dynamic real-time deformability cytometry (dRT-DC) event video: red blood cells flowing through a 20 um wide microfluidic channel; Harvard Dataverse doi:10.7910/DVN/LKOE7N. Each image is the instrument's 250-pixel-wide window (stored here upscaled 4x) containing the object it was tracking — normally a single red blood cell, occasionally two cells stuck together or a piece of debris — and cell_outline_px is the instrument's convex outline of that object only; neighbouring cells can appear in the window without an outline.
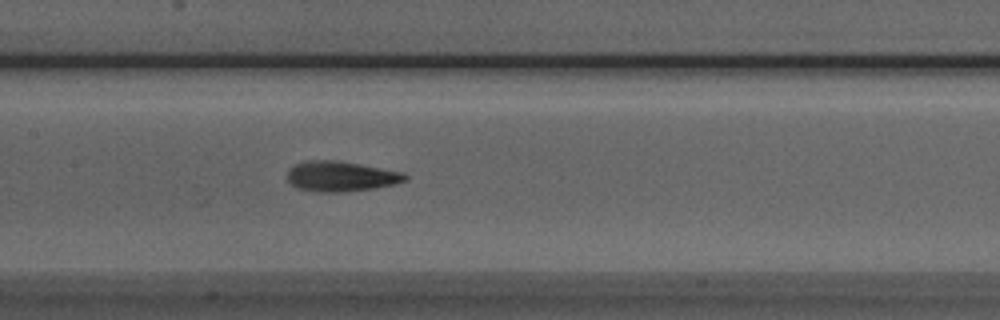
{"species": "Egyptian fruit bat (a non-hibernating species)", "species_latin": "Rousettus aegyptiacus", "temperature_condition": "room temperature", "stored_images_in_passage": 37, "camera_frame_rate_fps": 3000, "um_per_image_px": 0.085, "animal": {"sex": "male"}, "frame": {"image": 1, "passage_image": 14, "time_ms": 4.333, "image_size_px": [1000, 320], "cell_outline_px": [[408, 180], [396, 184], [376, 188], [344, 192], [316, 192], [296, 188], [288, 180], [288, 168], [296, 164], [308, 160], [340, 160], [404, 172], [408, 176]], "centroid_in_image_um": [29.01, 14.99], "position_along_channel_um": 178.4, "area_um2": 21.1}}
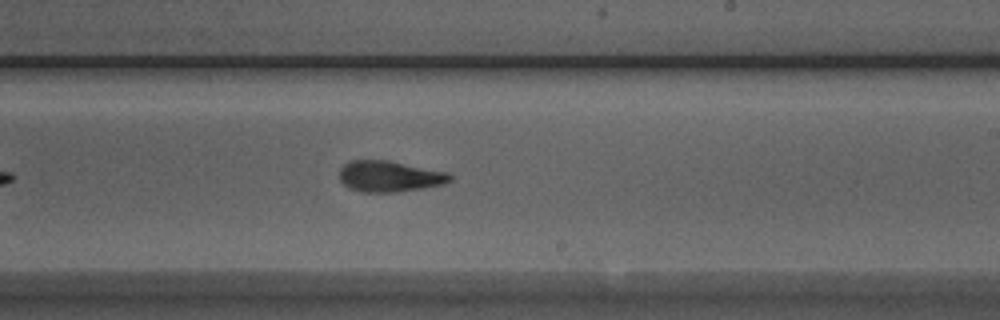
{"frame": {"image": 2, "passage_image": 20, "time_ms": 6.333, "image_size_px": [1000, 320], "cell_outline_px": [[452, 180], [444, 184], [396, 192], [360, 192], [348, 188], [340, 180], [340, 168], [348, 160], [388, 160], [448, 172], [452, 176]], "centroid_in_image_um": [33.09, 14.98], "position_along_channel_um": 255.9, "area_um2": 20.06}}
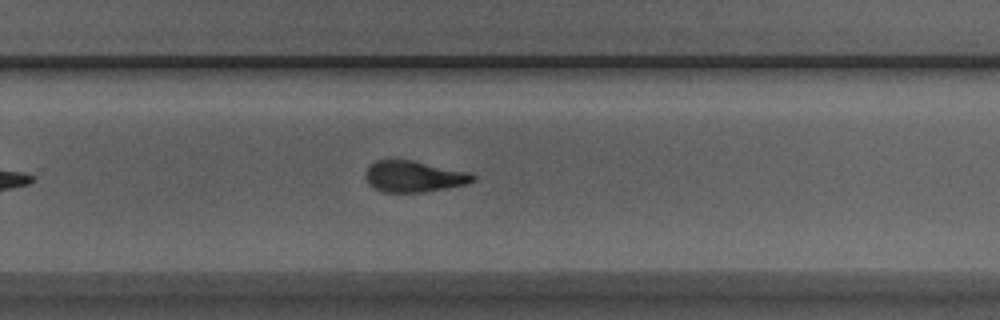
{"frame": {"image": 3, "passage_image": 23, "time_ms": 7.333, "image_size_px": [1000, 320], "cell_outline_px": [[476, 180], [464, 184], [424, 192], [384, 192], [368, 184], [364, 176], [364, 172], [376, 160], [412, 160], [468, 172], [476, 176]], "centroid_in_image_um": [35.15, 15.0], "position_along_channel_um": 294.7, "area_um2": 19.31}, "authors_computed_cell_mechanics": {"area_um2": 19.7676, "velocity_mm_per_s": 3.8886, "shape_relaxation_time_tau1_ms": 4.3241, "shape_relaxation_time_tau2_ms": 2.9873, "deformation_change_tau1": 0.1539, "deformation_change_tau2": 0.1197}}